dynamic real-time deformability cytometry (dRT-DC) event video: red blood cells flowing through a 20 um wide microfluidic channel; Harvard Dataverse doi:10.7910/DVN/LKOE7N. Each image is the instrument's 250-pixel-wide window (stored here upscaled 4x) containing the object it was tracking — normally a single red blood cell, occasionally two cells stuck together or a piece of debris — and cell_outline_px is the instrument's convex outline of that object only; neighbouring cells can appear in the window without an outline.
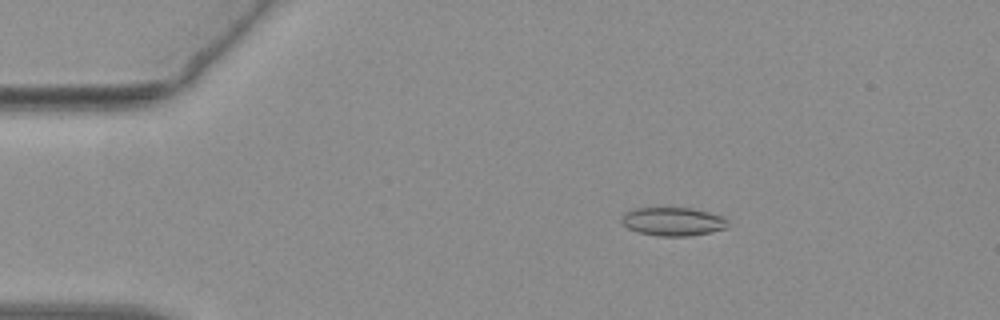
{"species": "common noctule bat (a hibernating species)", "species_latin": "Nyctalus noctula", "temperature_condition": "warm", "stored_images_in_passage": 54, "camera_frame_rate_fps": 3000, "um_per_image_px": 0.085, "animal": {"sex": "female", "body_mass_g": 19.3, "forearm_length_mm": 54.1}, "frame": {"image": 1, "passage_image": 9, "time_ms": 2.667, "image_size_px": [1000, 320], "cell_outline_px": [[728, 228], [688, 236], [660, 236], [640, 232], [628, 228], [620, 220], [620, 216], [624, 212], [636, 208], [692, 208], [708, 212], [720, 216], [728, 220]], "centroid_in_image_um": [57.18, 18.82], "position_along_channel_um": 27.8, "area_um2": 17.51}}
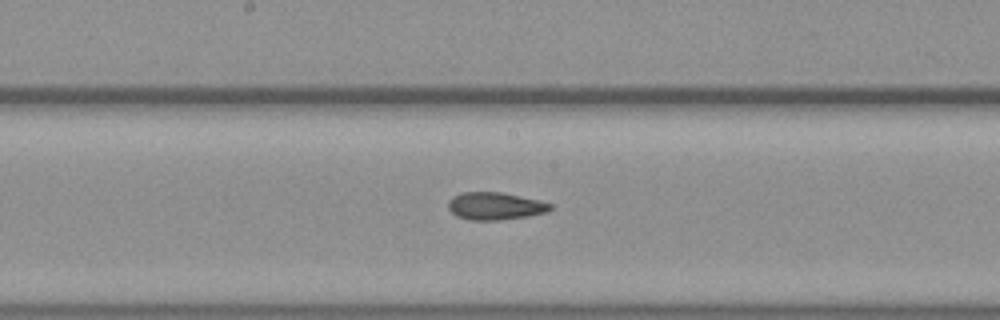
{"frame": {"image": 2, "passage_image": 28, "time_ms": 9.0, "image_size_px": [1000, 320], "cell_outline_px": [[552, 208], [548, 212], [528, 216], [496, 220], [468, 220], [456, 216], [448, 208], [448, 200], [452, 196], [460, 192], [500, 192], [540, 200], [552, 204]], "centroid_in_image_um": [42.07, 17.51], "position_along_channel_um": 206.1, "area_um2": 16.47}}
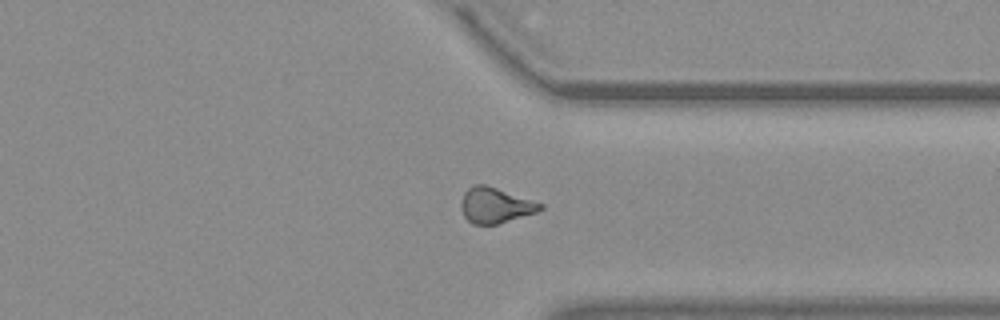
{"frame": {"image": 3, "passage_image": 41, "time_ms": 13.333, "image_size_px": [1000, 320], "cell_outline_px": [[544, 208], [536, 212], [496, 224], [472, 224], [464, 216], [460, 208], [460, 204], [464, 192], [468, 188], [476, 184], [484, 184], [544, 204]], "centroid_in_image_um": [42.07, 17.45], "position_along_channel_um": 369.3, "area_um2": 16.13}, "authors_computed_cell_mechanics": {"area_um2": 16.7042, "velocity_mm_per_s": 3.7973, "shape_relaxation_time_tau1_ms": 6.5894, "shape_relaxation_time_tau2_ms": 1.5141, "deformation_change_tau1": 0.159, "deformation_change_tau2": 0.0843}}